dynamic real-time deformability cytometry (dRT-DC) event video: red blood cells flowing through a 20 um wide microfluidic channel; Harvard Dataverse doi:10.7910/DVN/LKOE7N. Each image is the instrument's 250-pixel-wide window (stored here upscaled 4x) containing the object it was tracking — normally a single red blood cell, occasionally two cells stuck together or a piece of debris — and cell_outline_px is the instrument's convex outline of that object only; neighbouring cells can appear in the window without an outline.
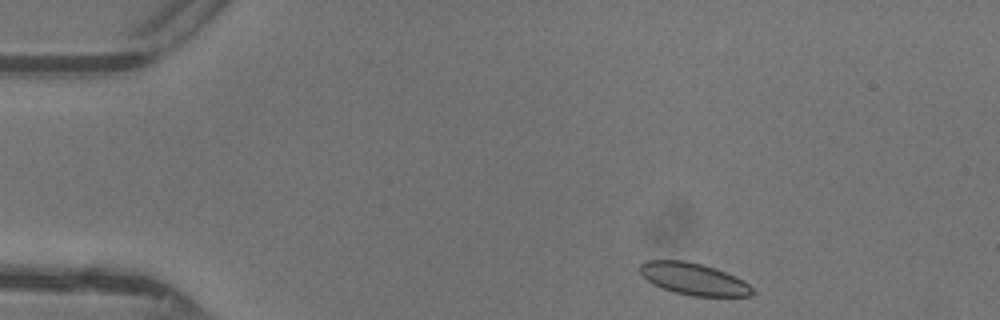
{"species": "common noctule bat (a hibernating species)", "species_latin": "Nyctalus noctula", "temperature_condition": "warm", "stored_images_in_passage": 42, "camera_frame_rate_fps": 3000, "um_per_image_px": 0.085, "animal": {"sex": "female"}, "frame": {"image": 1, "passage_image": 2, "time_ms": 0.333, "image_size_px": [1000, 320], "cell_outline_px": [[756, 292], [752, 296], [692, 296], [676, 292], [652, 284], [640, 272], [640, 264], [644, 260], [684, 260], [716, 268], [748, 284]], "centroid_in_image_um": [58.94, 23.71], "position_along_channel_um": 26.1, "area_um2": 20.63}}
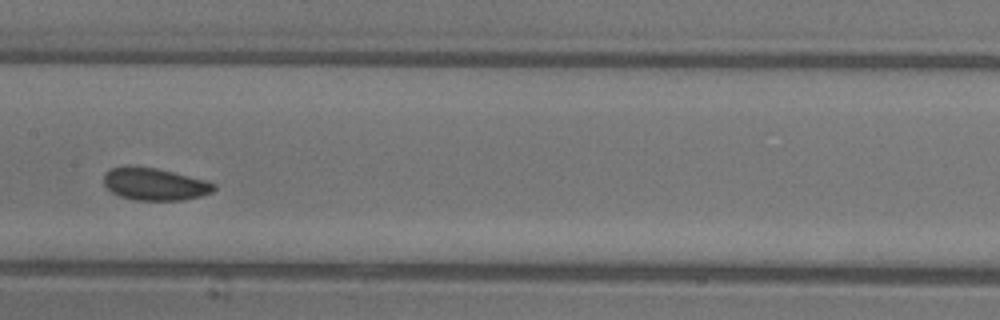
{"frame": {"image": 2, "passage_image": 19, "time_ms": 6.0, "image_size_px": [1000, 320], "cell_outline_px": [[216, 188], [212, 192], [200, 196], [184, 200], [136, 200], [120, 196], [112, 192], [104, 184], [104, 176], [112, 168], [156, 168], [208, 180], [216, 184]], "centroid_in_image_um": [13.23, 15.68], "position_along_channel_um": 194.2, "area_um2": 20.29}}
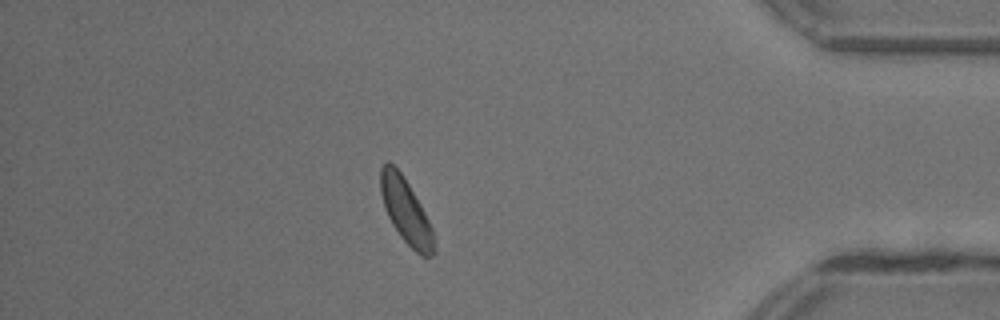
{"frame": {"image": 3, "passage_image": 36, "time_ms": 11.667, "image_size_px": [1000, 320], "cell_outline_px": [[436, 252], [432, 256], [420, 256], [400, 236], [392, 224], [388, 216], [380, 192], [380, 168], [388, 160], [400, 172], [408, 184], [420, 204], [432, 228]], "centroid_in_image_um": [34.5, 17.96], "position_along_channel_um": 400.7, "area_um2": 19.88}, "authors_computed_cell_mechanics": {"area_um2": 20.4612, "velocity_mm_per_s": 4.3376, "shape_relaxation_time_tau1_ms": 2.3468, "shape_relaxation_time_tau2_ms": 3.8783, "deformation_change_tau1": 0.0528, "deformation_change_tau2": 0.0831}}